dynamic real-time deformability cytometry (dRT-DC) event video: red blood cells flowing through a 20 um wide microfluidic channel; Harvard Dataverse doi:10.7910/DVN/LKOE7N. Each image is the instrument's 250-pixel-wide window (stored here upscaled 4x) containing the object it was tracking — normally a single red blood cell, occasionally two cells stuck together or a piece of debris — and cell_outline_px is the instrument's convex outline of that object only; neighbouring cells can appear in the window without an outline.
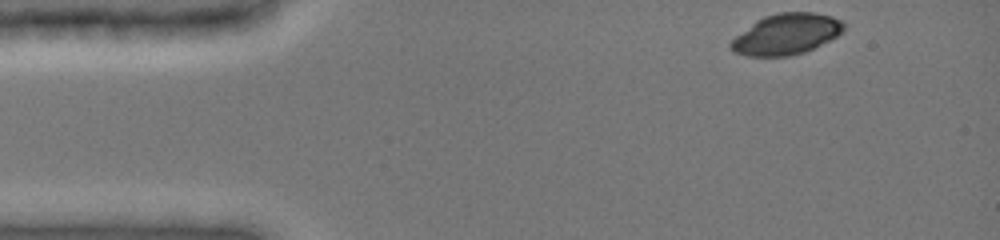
{"species": "common noctule bat (a hibernating species)", "species_latin": "Nyctalus noctula", "temperature_condition": "cold", "stored_images_in_passage": 41, "camera_frame_rate_fps": 3000, "um_per_image_px": 0.085, "animal": {"sex": "female", "body_mass_g": 19.0, "forearm_length_mm": 51.5}, "frame": {"image": 1, "passage_image": 1, "time_ms": 0.0, "image_size_px": [1000, 240], "cell_outline_px": [[844, 28], [836, 36], [804, 52], [788, 56], [748, 56], [732, 52], [728, 48], [728, 44], [736, 36], [756, 20], [764, 16], [776, 12], [812, 12], [832, 16], [840, 20], [844, 24]], "centroid_in_image_um": [66.78, 2.9], "position_along_channel_um": 18.2, "area_um2": 26.7}}
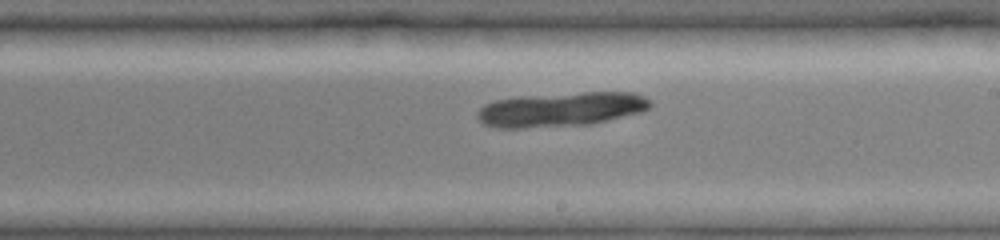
{"frame": {"image": 2, "passage_image": 24, "time_ms": 7.667, "image_size_px": [1000, 240], "cell_outline_px": [[652, 104], [648, 108], [640, 112], [592, 124], [524, 128], [496, 128], [484, 124], [476, 116], [476, 112], [484, 104], [496, 100], [516, 96], [584, 92], [636, 92], [644, 96]], "centroid_in_image_um": [47.65, 9.29], "position_along_channel_um": 241.3, "area_um2": 34.8}}
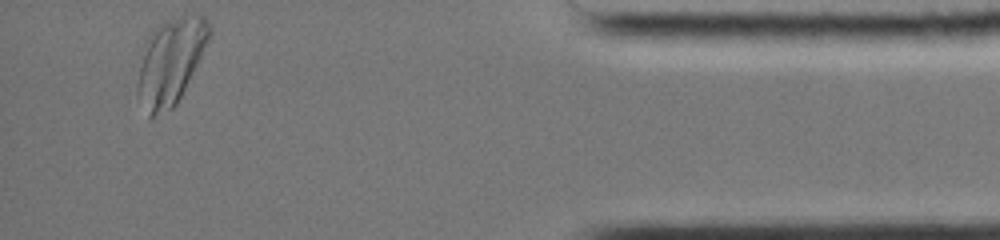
{"frame": {"image": 3, "passage_image": 41, "time_ms": 13.333, "image_size_px": [1000, 240], "cell_outline_px": [[212, 32], [176, 104], [172, 108], [148, 120], [136, 96], [136, 88], [144, 40], [152, 28], [164, 20], [180, 16], [204, 16], [208, 20], [212, 28]], "centroid_in_image_um": [14.43, 5.23], "position_along_channel_um": 420.8, "area_um2": 36.07}}